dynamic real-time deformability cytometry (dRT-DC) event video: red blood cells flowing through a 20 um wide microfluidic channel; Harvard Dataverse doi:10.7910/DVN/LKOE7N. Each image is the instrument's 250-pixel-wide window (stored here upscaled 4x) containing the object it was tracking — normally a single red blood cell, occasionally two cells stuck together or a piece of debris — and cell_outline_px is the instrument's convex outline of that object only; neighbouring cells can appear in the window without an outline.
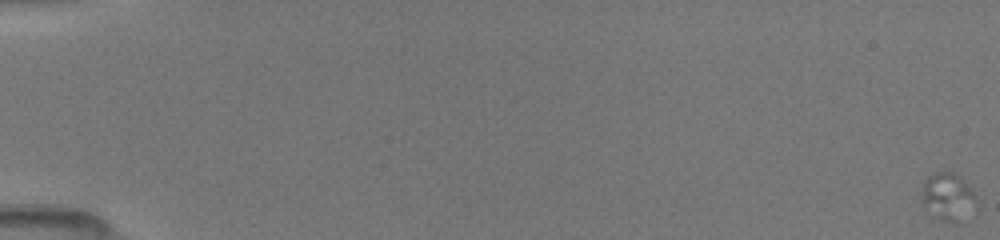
{"species": "common noctule bat (a hibernating species)", "species_latin": "Nyctalus noctula", "temperature_condition": "room temperature", "stored_images_in_passage": 12, "camera_frame_rate_fps": 3000, "um_per_image_px": 0.085, "animal": {"sex": "female", "body_mass_g": 19.5, "forearm_length_mm": 54.1}, "frame": {"image": 1, "passage_image": 1, "time_ms": 0.0, "image_size_px": [1000, 240], "cell_outline_px": [[976, 200], [956, 220], [932, 220], [924, 208], [920, 200], [924, 180], [928, 176], [936, 172], [952, 172], [960, 176], [972, 192]], "centroid_in_image_um": [80.4, 16.68], "position_along_channel_um": 4.6, "area_um2": 14.51}}